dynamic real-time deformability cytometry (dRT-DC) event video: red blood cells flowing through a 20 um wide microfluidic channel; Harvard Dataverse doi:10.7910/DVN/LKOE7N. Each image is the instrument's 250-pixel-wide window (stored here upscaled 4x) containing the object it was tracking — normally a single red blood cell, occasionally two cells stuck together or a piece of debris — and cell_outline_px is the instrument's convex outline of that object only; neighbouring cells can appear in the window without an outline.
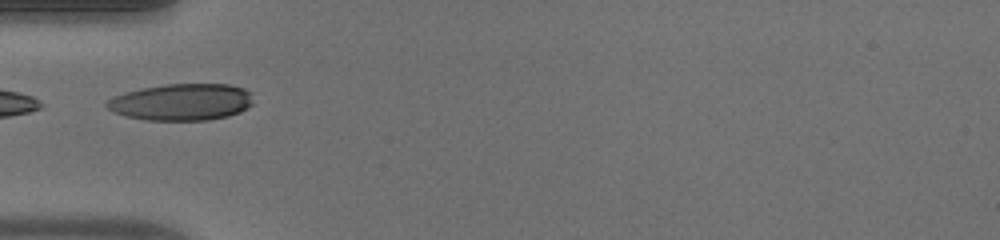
{"species": "human", "species_latin": "Homo sapiens", "temperature_condition": "warm", "stored_images_in_passage": 35, "camera_frame_rate_fps": 3000, "um_per_image_px": 0.085, "donor": {"sex": "male"}, "frame": {"image": 1, "passage_image": 1, "time_ms": 0.0, "image_size_px": [1000, 240], "cell_outline_px": [[252, 104], [248, 108], [240, 112], [228, 116], [208, 120], [144, 120], [128, 116], [116, 112], [108, 108], [104, 104], [112, 96], [124, 92], [140, 88], [168, 84], [228, 84], [244, 88], [252, 92]], "centroid_in_image_um": [15.46, 8.67], "position_along_channel_um": 69.5, "area_um2": 31.5}, "authors_computed_cell_mechanics": {"area_um2": 31.2698, "velocity_mm_per_s": 3.9866, "shape_relaxation_time_tau1_ms": 2.088, "shape_relaxation_time_tau2_ms": null, "deformation_change_tau1": 0.124, "deformation_change_tau2": null}}